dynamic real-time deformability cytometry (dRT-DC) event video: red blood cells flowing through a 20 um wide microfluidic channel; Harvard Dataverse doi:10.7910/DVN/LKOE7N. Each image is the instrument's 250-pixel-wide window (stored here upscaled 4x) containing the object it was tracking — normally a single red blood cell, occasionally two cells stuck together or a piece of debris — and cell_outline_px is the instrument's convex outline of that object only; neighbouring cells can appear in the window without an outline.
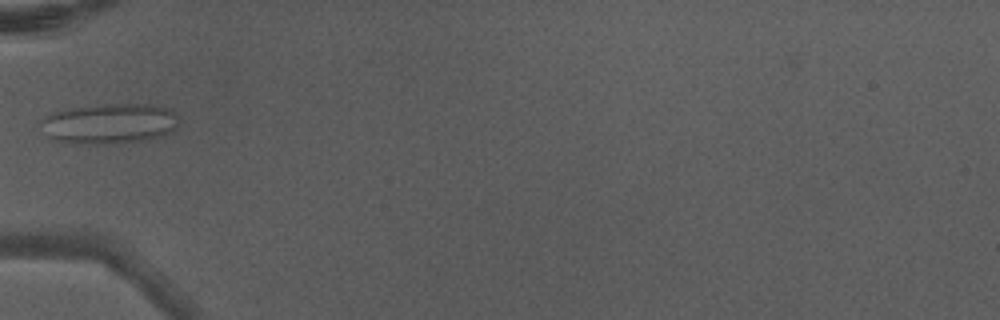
{"species": "Egyptian fruit bat (a non-hibernating species)", "species_latin": "Rousettus aegyptiacus", "temperature_condition": "warm", "stored_images_in_passage": 5, "camera_frame_rate_fps": 3000, "um_per_image_px": 0.085, "animal": {"sex": "male"}, "frame": {"image": 1, "passage_image": 5, "time_ms": 1.333, "image_size_px": [1000, 320], "cell_outline_px": [[180, 124], [172, 132], [144, 140], [104, 144], [92, 144], [56, 140], [48, 136], [36, 124], [44, 116], [52, 112], [68, 108], [108, 104], [152, 104], [168, 108], [176, 116]], "centroid_in_image_um": [9.27, 10.49], "position_along_channel_um": 75.7, "area_um2": 32.48}}